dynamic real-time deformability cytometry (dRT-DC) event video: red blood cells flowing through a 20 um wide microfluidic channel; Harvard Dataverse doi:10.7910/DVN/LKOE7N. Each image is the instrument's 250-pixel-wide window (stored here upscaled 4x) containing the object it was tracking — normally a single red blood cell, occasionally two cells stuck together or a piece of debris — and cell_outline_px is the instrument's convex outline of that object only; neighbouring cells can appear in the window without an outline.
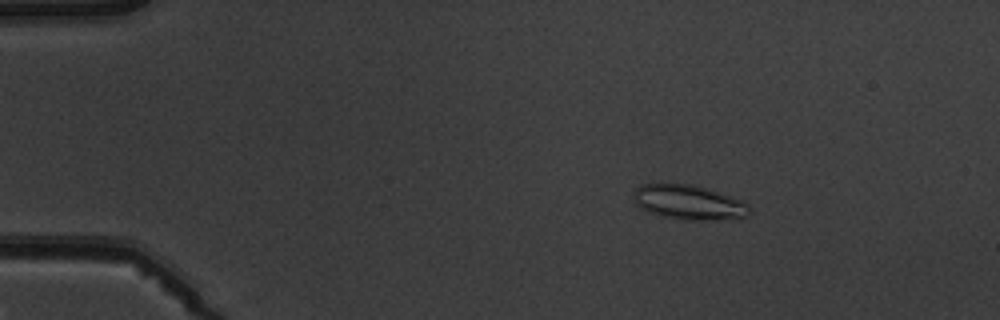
{"species": "common noctule bat (a hibernating species)", "species_latin": "Nyctalus noctula", "temperature_condition": "warm", "stored_images_in_passage": 4, "camera_frame_rate_fps": 3000, "um_per_image_px": 0.085, "animal": {"sex": "male", "body_mass_g": 19.5, "forearm_length_mm": 54.6}, "frame": {"image": 1, "passage_image": 2, "time_ms": 1.0, "image_size_px": [1000, 320], "cell_outline_px": [[748, 212], [744, 216], [712, 220], [680, 220], [664, 216], [640, 208], [632, 200], [632, 192], [640, 184], [696, 184], [744, 200], [748, 204]], "centroid_in_image_um": [58.5, 17.17], "position_along_channel_um": 26.5, "area_um2": 23.47}}